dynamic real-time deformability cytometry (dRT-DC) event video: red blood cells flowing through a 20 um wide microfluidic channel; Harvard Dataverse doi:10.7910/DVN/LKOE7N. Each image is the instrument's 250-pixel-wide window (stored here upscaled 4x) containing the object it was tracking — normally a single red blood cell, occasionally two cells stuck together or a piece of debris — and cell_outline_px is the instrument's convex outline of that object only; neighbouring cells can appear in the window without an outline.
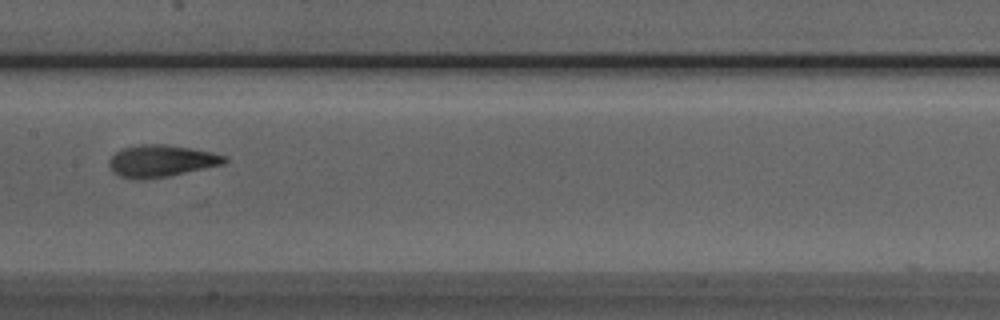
{"species": "Egyptian fruit bat (a non-hibernating species)", "species_latin": "Rousettus aegyptiacus", "temperature_condition": "room temperature", "stored_images_in_passage": 6, "camera_frame_rate_fps": 3000, "um_per_image_px": 0.085, "animal": {"sex": "male"}, "frame": {"image": 1, "passage_image": 5, "time_ms": 4.667, "image_size_px": [1000, 320], "cell_outline_px": [[228, 160], [224, 164], [168, 176], [144, 180], [132, 180], [120, 176], [112, 172], [108, 164], [108, 160], [116, 152], [124, 148], [140, 144], [164, 144], [192, 148], [212, 152], [228, 156]], "centroid_in_image_um": [13.69, 13.69], "position_along_channel_um": 193.7, "area_um2": 21.73}}
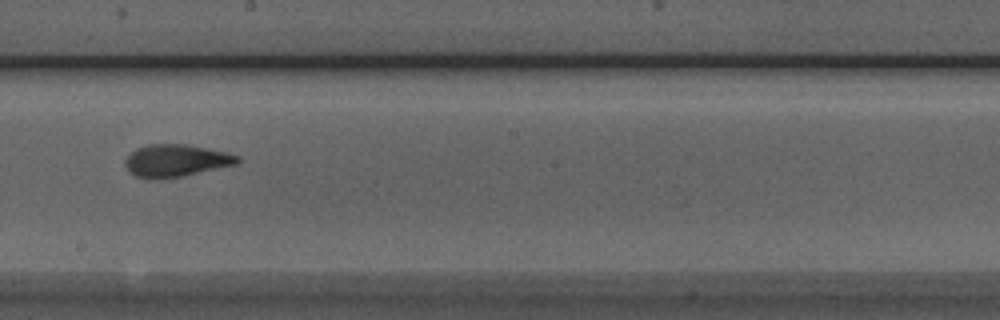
{"frame": {"image": 2, "passage_image": 6, "time_ms": 5.667, "image_size_px": [1000, 320], "cell_outline_px": [[240, 160], [236, 164], [180, 176], [156, 180], [148, 180], [136, 176], [128, 172], [124, 164], [124, 160], [136, 148], [148, 144], [184, 144], [228, 152], [240, 156]], "centroid_in_image_um": [14.9, 13.66], "position_along_channel_um": 233.3, "area_um2": 21.21}}